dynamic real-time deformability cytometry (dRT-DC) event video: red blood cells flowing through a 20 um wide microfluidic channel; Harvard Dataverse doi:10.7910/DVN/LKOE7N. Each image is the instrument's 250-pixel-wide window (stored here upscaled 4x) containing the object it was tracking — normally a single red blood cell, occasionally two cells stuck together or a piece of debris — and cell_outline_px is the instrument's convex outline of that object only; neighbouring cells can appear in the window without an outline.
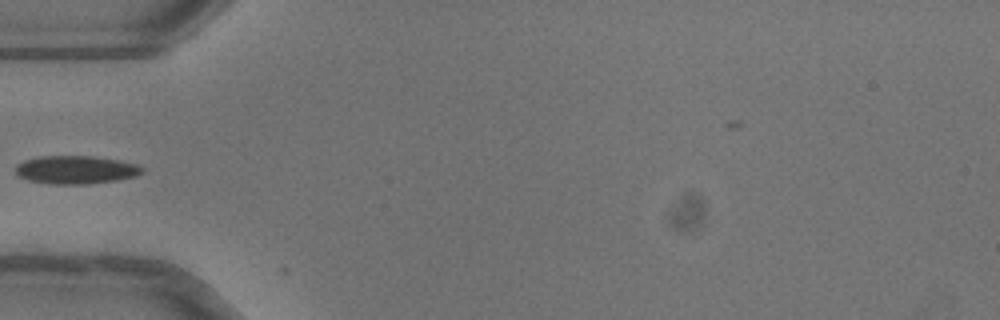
{"species": "common noctule bat (a hibernating species)", "species_latin": "Nyctalus noctula", "temperature_condition": "warm", "stored_images_in_passage": 32, "camera_frame_rate_fps": 3000, "um_per_image_px": 0.085, "animal": {"sex": "female"}, "frame": {"image": 1, "passage_image": 1, "time_ms": 0.0, "image_size_px": [1000, 320], "cell_outline_px": [[144, 172], [136, 176], [116, 180], [84, 184], [48, 184], [28, 180], [16, 176], [16, 164], [24, 160], [36, 156], [92, 156], [120, 160], [136, 164], [144, 168]], "centroid_in_image_um": [6.42, 14.43], "position_along_channel_um": 78.6, "area_um2": 20.98}}